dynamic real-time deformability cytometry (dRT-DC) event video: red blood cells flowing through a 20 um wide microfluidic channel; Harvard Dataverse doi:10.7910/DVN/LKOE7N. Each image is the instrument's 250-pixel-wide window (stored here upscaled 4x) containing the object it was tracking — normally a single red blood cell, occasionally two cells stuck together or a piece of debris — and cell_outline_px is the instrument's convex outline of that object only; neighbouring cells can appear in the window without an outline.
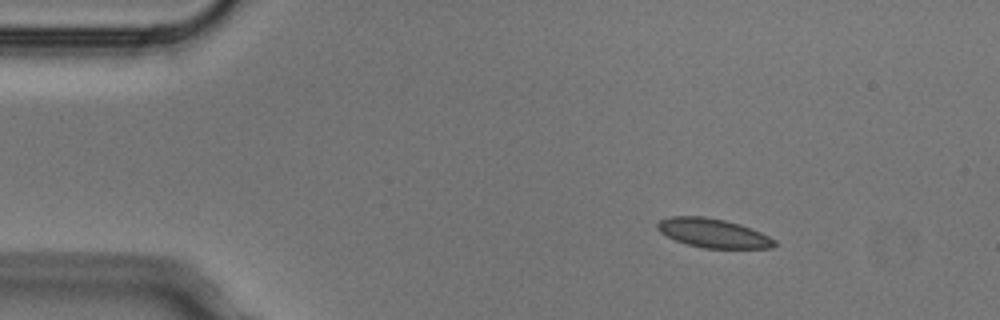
{"species": "Egyptian fruit bat (a non-hibernating species)", "species_latin": "Rousettus aegyptiacus", "temperature_condition": "cold", "stored_images_in_passage": 4, "camera_frame_rate_fps": 3000, "um_per_image_px": 0.085, "animal": {"sex": "male"}, "frame": {"image": 1, "passage_image": 2, "time_ms": 0.333, "image_size_px": [1000, 320], "cell_outline_px": [[776, 244], [772, 248], [704, 248], [688, 244], [676, 240], [660, 232], [656, 228], [656, 224], [660, 220], [668, 216], [704, 216], [724, 220], [740, 224], [752, 228], [776, 240]], "centroid_in_image_um": [60.61, 19.8], "position_along_channel_um": 24.4, "area_um2": 19.77}}